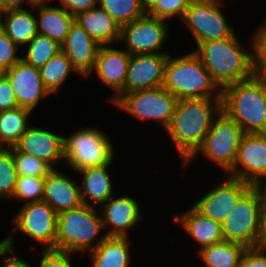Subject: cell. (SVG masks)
<instances>
[{
	"label": "cell",
	"instance_id": "obj_1",
	"mask_svg": "<svg viewBox=\"0 0 266 267\" xmlns=\"http://www.w3.org/2000/svg\"><path fill=\"white\" fill-rule=\"evenodd\" d=\"M252 41L253 54L241 47L235 34L228 38L199 43L194 53L201 59L213 81L223 89L248 80L256 74L255 34Z\"/></svg>",
	"mask_w": 266,
	"mask_h": 267
},
{
	"label": "cell",
	"instance_id": "obj_2",
	"mask_svg": "<svg viewBox=\"0 0 266 267\" xmlns=\"http://www.w3.org/2000/svg\"><path fill=\"white\" fill-rule=\"evenodd\" d=\"M212 99L214 105L210 104ZM213 111L217 116L222 111L221 98H192L178 101L175 113L166 131L181 154L184 164L203 145L205 137L214 122Z\"/></svg>",
	"mask_w": 266,
	"mask_h": 267
},
{
	"label": "cell",
	"instance_id": "obj_3",
	"mask_svg": "<svg viewBox=\"0 0 266 267\" xmlns=\"http://www.w3.org/2000/svg\"><path fill=\"white\" fill-rule=\"evenodd\" d=\"M222 111L243 133H266V76L252 78L221 89Z\"/></svg>",
	"mask_w": 266,
	"mask_h": 267
},
{
	"label": "cell",
	"instance_id": "obj_4",
	"mask_svg": "<svg viewBox=\"0 0 266 267\" xmlns=\"http://www.w3.org/2000/svg\"><path fill=\"white\" fill-rule=\"evenodd\" d=\"M162 86L178 100L221 98V89L213 95L218 85L194 51L174 59L169 55Z\"/></svg>",
	"mask_w": 266,
	"mask_h": 267
},
{
	"label": "cell",
	"instance_id": "obj_5",
	"mask_svg": "<svg viewBox=\"0 0 266 267\" xmlns=\"http://www.w3.org/2000/svg\"><path fill=\"white\" fill-rule=\"evenodd\" d=\"M94 204L80 206L64 211L57 216L56 250L85 251L93 250L106 237L104 235L97 244L92 241L103 227L101 216H97Z\"/></svg>",
	"mask_w": 266,
	"mask_h": 267
},
{
	"label": "cell",
	"instance_id": "obj_6",
	"mask_svg": "<svg viewBox=\"0 0 266 267\" xmlns=\"http://www.w3.org/2000/svg\"><path fill=\"white\" fill-rule=\"evenodd\" d=\"M262 204L258 186H251L221 224L224 240L241 243L247 248L260 246Z\"/></svg>",
	"mask_w": 266,
	"mask_h": 267
},
{
	"label": "cell",
	"instance_id": "obj_7",
	"mask_svg": "<svg viewBox=\"0 0 266 267\" xmlns=\"http://www.w3.org/2000/svg\"><path fill=\"white\" fill-rule=\"evenodd\" d=\"M113 154L110 140L96 128L79 129L71 137L64 138V159L76 172L111 164Z\"/></svg>",
	"mask_w": 266,
	"mask_h": 267
},
{
	"label": "cell",
	"instance_id": "obj_8",
	"mask_svg": "<svg viewBox=\"0 0 266 267\" xmlns=\"http://www.w3.org/2000/svg\"><path fill=\"white\" fill-rule=\"evenodd\" d=\"M218 116L209 129L203 145L185 164L201 151L207 158L220 165L224 171L229 172L233 168L244 133L241 127L223 111Z\"/></svg>",
	"mask_w": 266,
	"mask_h": 267
},
{
	"label": "cell",
	"instance_id": "obj_9",
	"mask_svg": "<svg viewBox=\"0 0 266 267\" xmlns=\"http://www.w3.org/2000/svg\"><path fill=\"white\" fill-rule=\"evenodd\" d=\"M178 99L163 86L124 94L115 104L140 120H159L166 129Z\"/></svg>",
	"mask_w": 266,
	"mask_h": 267
},
{
	"label": "cell",
	"instance_id": "obj_10",
	"mask_svg": "<svg viewBox=\"0 0 266 267\" xmlns=\"http://www.w3.org/2000/svg\"><path fill=\"white\" fill-rule=\"evenodd\" d=\"M222 0H194L183 20L189 26L196 44L228 38L234 34L220 10Z\"/></svg>",
	"mask_w": 266,
	"mask_h": 267
},
{
	"label": "cell",
	"instance_id": "obj_11",
	"mask_svg": "<svg viewBox=\"0 0 266 267\" xmlns=\"http://www.w3.org/2000/svg\"><path fill=\"white\" fill-rule=\"evenodd\" d=\"M228 173L252 186H263L262 179H266V133L242 135L235 164Z\"/></svg>",
	"mask_w": 266,
	"mask_h": 267
},
{
	"label": "cell",
	"instance_id": "obj_12",
	"mask_svg": "<svg viewBox=\"0 0 266 267\" xmlns=\"http://www.w3.org/2000/svg\"><path fill=\"white\" fill-rule=\"evenodd\" d=\"M58 214L44 201L23 205L14 218L16 229L45 245V249H56Z\"/></svg>",
	"mask_w": 266,
	"mask_h": 267
},
{
	"label": "cell",
	"instance_id": "obj_13",
	"mask_svg": "<svg viewBox=\"0 0 266 267\" xmlns=\"http://www.w3.org/2000/svg\"><path fill=\"white\" fill-rule=\"evenodd\" d=\"M167 26L164 19L145 14L122 26L119 40H125L130 55L156 54L167 37Z\"/></svg>",
	"mask_w": 266,
	"mask_h": 267
},
{
	"label": "cell",
	"instance_id": "obj_14",
	"mask_svg": "<svg viewBox=\"0 0 266 267\" xmlns=\"http://www.w3.org/2000/svg\"><path fill=\"white\" fill-rule=\"evenodd\" d=\"M251 186L250 183L229 175L226 181L209 191L193 207L202 215L222 224Z\"/></svg>",
	"mask_w": 266,
	"mask_h": 267
},
{
	"label": "cell",
	"instance_id": "obj_15",
	"mask_svg": "<svg viewBox=\"0 0 266 267\" xmlns=\"http://www.w3.org/2000/svg\"><path fill=\"white\" fill-rule=\"evenodd\" d=\"M3 75L9 80L17 104L21 108L33 111L42 97L51 94L42 82L39 69L22 58Z\"/></svg>",
	"mask_w": 266,
	"mask_h": 267
},
{
	"label": "cell",
	"instance_id": "obj_16",
	"mask_svg": "<svg viewBox=\"0 0 266 267\" xmlns=\"http://www.w3.org/2000/svg\"><path fill=\"white\" fill-rule=\"evenodd\" d=\"M168 57V54L162 52L131 55L124 94L162 86Z\"/></svg>",
	"mask_w": 266,
	"mask_h": 267
},
{
	"label": "cell",
	"instance_id": "obj_17",
	"mask_svg": "<svg viewBox=\"0 0 266 267\" xmlns=\"http://www.w3.org/2000/svg\"><path fill=\"white\" fill-rule=\"evenodd\" d=\"M131 55L126 50L108 48L100 45L93 70L99 80L115 90L111 102L116 103L124 95L126 74Z\"/></svg>",
	"mask_w": 266,
	"mask_h": 267
},
{
	"label": "cell",
	"instance_id": "obj_18",
	"mask_svg": "<svg viewBox=\"0 0 266 267\" xmlns=\"http://www.w3.org/2000/svg\"><path fill=\"white\" fill-rule=\"evenodd\" d=\"M99 47L100 44L74 21L65 41L61 44V51L68 57L77 72L87 77L93 72Z\"/></svg>",
	"mask_w": 266,
	"mask_h": 267
},
{
	"label": "cell",
	"instance_id": "obj_19",
	"mask_svg": "<svg viewBox=\"0 0 266 267\" xmlns=\"http://www.w3.org/2000/svg\"><path fill=\"white\" fill-rule=\"evenodd\" d=\"M64 138L49 131L28 127L15 147L28 155L42 159L53 168V163L64 157Z\"/></svg>",
	"mask_w": 266,
	"mask_h": 267
},
{
	"label": "cell",
	"instance_id": "obj_20",
	"mask_svg": "<svg viewBox=\"0 0 266 267\" xmlns=\"http://www.w3.org/2000/svg\"><path fill=\"white\" fill-rule=\"evenodd\" d=\"M80 187L55 168L45 177L44 196L46 202L57 214L76 208L82 203Z\"/></svg>",
	"mask_w": 266,
	"mask_h": 267
},
{
	"label": "cell",
	"instance_id": "obj_21",
	"mask_svg": "<svg viewBox=\"0 0 266 267\" xmlns=\"http://www.w3.org/2000/svg\"><path fill=\"white\" fill-rule=\"evenodd\" d=\"M109 198L101 206L104 209L101 215L103 227L112 225L111 230L105 235L108 237H128L127 229L133 227L142 219L139 206L135 199L122 196L117 199Z\"/></svg>",
	"mask_w": 266,
	"mask_h": 267
},
{
	"label": "cell",
	"instance_id": "obj_22",
	"mask_svg": "<svg viewBox=\"0 0 266 267\" xmlns=\"http://www.w3.org/2000/svg\"><path fill=\"white\" fill-rule=\"evenodd\" d=\"M74 21L100 45L120 39L121 27L103 8H91L74 16Z\"/></svg>",
	"mask_w": 266,
	"mask_h": 267
},
{
	"label": "cell",
	"instance_id": "obj_23",
	"mask_svg": "<svg viewBox=\"0 0 266 267\" xmlns=\"http://www.w3.org/2000/svg\"><path fill=\"white\" fill-rule=\"evenodd\" d=\"M174 219L201 244V249L224 241L221 223L202 215L194 207Z\"/></svg>",
	"mask_w": 266,
	"mask_h": 267
},
{
	"label": "cell",
	"instance_id": "obj_24",
	"mask_svg": "<svg viewBox=\"0 0 266 267\" xmlns=\"http://www.w3.org/2000/svg\"><path fill=\"white\" fill-rule=\"evenodd\" d=\"M2 14L6 18L5 22L1 18ZM0 26L18 47L28 44L38 34L37 18L23 8L1 11Z\"/></svg>",
	"mask_w": 266,
	"mask_h": 267
},
{
	"label": "cell",
	"instance_id": "obj_25",
	"mask_svg": "<svg viewBox=\"0 0 266 267\" xmlns=\"http://www.w3.org/2000/svg\"><path fill=\"white\" fill-rule=\"evenodd\" d=\"M110 164L87 167L78 172L84 175L83 187H80V196L83 204L91 205L86 199L87 195L98 205L105 203L112 195V185L106 168Z\"/></svg>",
	"mask_w": 266,
	"mask_h": 267
},
{
	"label": "cell",
	"instance_id": "obj_26",
	"mask_svg": "<svg viewBox=\"0 0 266 267\" xmlns=\"http://www.w3.org/2000/svg\"><path fill=\"white\" fill-rule=\"evenodd\" d=\"M128 237H108L90 251L93 267H129Z\"/></svg>",
	"mask_w": 266,
	"mask_h": 267
},
{
	"label": "cell",
	"instance_id": "obj_27",
	"mask_svg": "<svg viewBox=\"0 0 266 267\" xmlns=\"http://www.w3.org/2000/svg\"><path fill=\"white\" fill-rule=\"evenodd\" d=\"M46 4H36L40 6V18L37 20L38 33L45 35L60 45L65 41L74 16L67 12L63 7H47Z\"/></svg>",
	"mask_w": 266,
	"mask_h": 267
},
{
	"label": "cell",
	"instance_id": "obj_28",
	"mask_svg": "<svg viewBox=\"0 0 266 267\" xmlns=\"http://www.w3.org/2000/svg\"><path fill=\"white\" fill-rule=\"evenodd\" d=\"M247 247L238 242L222 241L198 251L207 267H239Z\"/></svg>",
	"mask_w": 266,
	"mask_h": 267
},
{
	"label": "cell",
	"instance_id": "obj_29",
	"mask_svg": "<svg viewBox=\"0 0 266 267\" xmlns=\"http://www.w3.org/2000/svg\"><path fill=\"white\" fill-rule=\"evenodd\" d=\"M30 110L16 107L0 112V146L14 147L27 131ZM5 145V146H3Z\"/></svg>",
	"mask_w": 266,
	"mask_h": 267
},
{
	"label": "cell",
	"instance_id": "obj_30",
	"mask_svg": "<svg viewBox=\"0 0 266 267\" xmlns=\"http://www.w3.org/2000/svg\"><path fill=\"white\" fill-rule=\"evenodd\" d=\"M39 71L42 82L51 94L58 90L71 71L77 72L72 66L71 61L62 51L52 57Z\"/></svg>",
	"mask_w": 266,
	"mask_h": 267
},
{
	"label": "cell",
	"instance_id": "obj_31",
	"mask_svg": "<svg viewBox=\"0 0 266 267\" xmlns=\"http://www.w3.org/2000/svg\"><path fill=\"white\" fill-rule=\"evenodd\" d=\"M28 45L26 56L22 59L37 69L61 51V45L57 41L39 33Z\"/></svg>",
	"mask_w": 266,
	"mask_h": 267
},
{
	"label": "cell",
	"instance_id": "obj_32",
	"mask_svg": "<svg viewBox=\"0 0 266 267\" xmlns=\"http://www.w3.org/2000/svg\"><path fill=\"white\" fill-rule=\"evenodd\" d=\"M98 2L100 7L105 9L120 27L146 14L139 0H98Z\"/></svg>",
	"mask_w": 266,
	"mask_h": 267
},
{
	"label": "cell",
	"instance_id": "obj_33",
	"mask_svg": "<svg viewBox=\"0 0 266 267\" xmlns=\"http://www.w3.org/2000/svg\"><path fill=\"white\" fill-rule=\"evenodd\" d=\"M17 176L45 178L54 168L46 161L20 152L15 146L10 147Z\"/></svg>",
	"mask_w": 266,
	"mask_h": 267
},
{
	"label": "cell",
	"instance_id": "obj_34",
	"mask_svg": "<svg viewBox=\"0 0 266 267\" xmlns=\"http://www.w3.org/2000/svg\"><path fill=\"white\" fill-rule=\"evenodd\" d=\"M44 181L42 177L17 176L12 197L27 200L25 204L40 202L44 196Z\"/></svg>",
	"mask_w": 266,
	"mask_h": 267
},
{
	"label": "cell",
	"instance_id": "obj_35",
	"mask_svg": "<svg viewBox=\"0 0 266 267\" xmlns=\"http://www.w3.org/2000/svg\"><path fill=\"white\" fill-rule=\"evenodd\" d=\"M17 173L12 158V151L0 149V197L11 198L15 189Z\"/></svg>",
	"mask_w": 266,
	"mask_h": 267
},
{
	"label": "cell",
	"instance_id": "obj_36",
	"mask_svg": "<svg viewBox=\"0 0 266 267\" xmlns=\"http://www.w3.org/2000/svg\"><path fill=\"white\" fill-rule=\"evenodd\" d=\"M193 1L194 0H158L146 14L164 20L177 15L183 18L186 9Z\"/></svg>",
	"mask_w": 266,
	"mask_h": 267
},
{
	"label": "cell",
	"instance_id": "obj_37",
	"mask_svg": "<svg viewBox=\"0 0 266 267\" xmlns=\"http://www.w3.org/2000/svg\"><path fill=\"white\" fill-rule=\"evenodd\" d=\"M18 48L0 26V74H4L21 59L19 56H16Z\"/></svg>",
	"mask_w": 266,
	"mask_h": 267
},
{
	"label": "cell",
	"instance_id": "obj_38",
	"mask_svg": "<svg viewBox=\"0 0 266 267\" xmlns=\"http://www.w3.org/2000/svg\"><path fill=\"white\" fill-rule=\"evenodd\" d=\"M70 252L56 249H45L40 267H72L69 257Z\"/></svg>",
	"mask_w": 266,
	"mask_h": 267
},
{
	"label": "cell",
	"instance_id": "obj_39",
	"mask_svg": "<svg viewBox=\"0 0 266 267\" xmlns=\"http://www.w3.org/2000/svg\"><path fill=\"white\" fill-rule=\"evenodd\" d=\"M239 267H266V247H248L241 257Z\"/></svg>",
	"mask_w": 266,
	"mask_h": 267
},
{
	"label": "cell",
	"instance_id": "obj_40",
	"mask_svg": "<svg viewBox=\"0 0 266 267\" xmlns=\"http://www.w3.org/2000/svg\"><path fill=\"white\" fill-rule=\"evenodd\" d=\"M256 39V73L266 76V25L261 26L255 34Z\"/></svg>",
	"mask_w": 266,
	"mask_h": 267
},
{
	"label": "cell",
	"instance_id": "obj_41",
	"mask_svg": "<svg viewBox=\"0 0 266 267\" xmlns=\"http://www.w3.org/2000/svg\"><path fill=\"white\" fill-rule=\"evenodd\" d=\"M18 107L9 80L0 74V112Z\"/></svg>",
	"mask_w": 266,
	"mask_h": 267
},
{
	"label": "cell",
	"instance_id": "obj_42",
	"mask_svg": "<svg viewBox=\"0 0 266 267\" xmlns=\"http://www.w3.org/2000/svg\"><path fill=\"white\" fill-rule=\"evenodd\" d=\"M60 2L67 12L76 16L81 12L96 7L98 0H60Z\"/></svg>",
	"mask_w": 266,
	"mask_h": 267
},
{
	"label": "cell",
	"instance_id": "obj_43",
	"mask_svg": "<svg viewBox=\"0 0 266 267\" xmlns=\"http://www.w3.org/2000/svg\"><path fill=\"white\" fill-rule=\"evenodd\" d=\"M2 261L3 267H30L27 262L15 255L4 257Z\"/></svg>",
	"mask_w": 266,
	"mask_h": 267
},
{
	"label": "cell",
	"instance_id": "obj_44",
	"mask_svg": "<svg viewBox=\"0 0 266 267\" xmlns=\"http://www.w3.org/2000/svg\"><path fill=\"white\" fill-rule=\"evenodd\" d=\"M260 246L266 247V207L261 208Z\"/></svg>",
	"mask_w": 266,
	"mask_h": 267
},
{
	"label": "cell",
	"instance_id": "obj_45",
	"mask_svg": "<svg viewBox=\"0 0 266 267\" xmlns=\"http://www.w3.org/2000/svg\"><path fill=\"white\" fill-rule=\"evenodd\" d=\"M22 2H25V0H2V11L8 9H20V4H22ZM28 2L31 7L35 6L31 0H28Z\"/></svg>",
	"mask_w": 266,
	"mask_h": 267
},
{
	"label": "cell",
	"instance_id": "obj_46",
	"mask_svg": "<svg viewBox=\"0 0 266 267\" xmlns=\"http://www.w3.org/2000/svg\"><path fill=\"white\" fill-rule=\"evenodd\" d=\"M13 234L10 233L6 239L0 243V257L7 252L13 251Z\"/></svg>",
	"mask_w": 266,
	"mask_h": 267
},
{
	"label": "cell",
	"instance_id": "obj_47",
	"mask_svg": "<svg viewBox=\"0 0 266 267\" xmlns=\"http://www.w3.org/2000/svg\"><path fill=\"white\" fill-rule=\"evenodd\" d=\"M158 0H139V3L143 10L147 13Z\"/></svg>",
	"mask_w": 266,
	"mask_h": 267
},
{
	"label": "cell",
	"instance_id": "obj_48",
	"mask_svg": "<svg viewBox=\"0 0 266 267\" xmlns=\"http://www.w3.org/2000/svg\"><path fill=\"white\" fill-rule=\"evenodd\" d=\"M266 185V183H264ZM258 186L261 194H262V198H263V204H262V207H266V186ZM263 188V189H262Z\"/></svg>",
	"mask_w": 266,
	"mask_h": 267
},
{
	"label": "cell",
	"instance_id": "obj_49",
	"mask_svg": "<svg viewBox=\"0 0 266 267\" xmlns=\"http://www.w3.org/2000/svg\"><path fill=\"white\" fill-rule=\"evenodd\" d=\"M35 5L36 4H41L42 5V3L44 2L45 3V0H31ZM47 1V0H46ZM48 1H50V0H48Z\"/></svg>",
	"mask_w": 266,
	"mask_h": 267
},
{
	"label": "cell",
	"instance_id": "obj_50",
	"mask_svg": "<svg viewBox=\"0 0 266 267\" xmlns=\"http://www.w3.org/2000/svg\"><path fill=\"white\" fill-rule=\"evenodd\" d=\"M2 11V0H0V12Z\"/></svg>",
	"mask_w": 266,
	"mask_h": 267
}]
</instances>
